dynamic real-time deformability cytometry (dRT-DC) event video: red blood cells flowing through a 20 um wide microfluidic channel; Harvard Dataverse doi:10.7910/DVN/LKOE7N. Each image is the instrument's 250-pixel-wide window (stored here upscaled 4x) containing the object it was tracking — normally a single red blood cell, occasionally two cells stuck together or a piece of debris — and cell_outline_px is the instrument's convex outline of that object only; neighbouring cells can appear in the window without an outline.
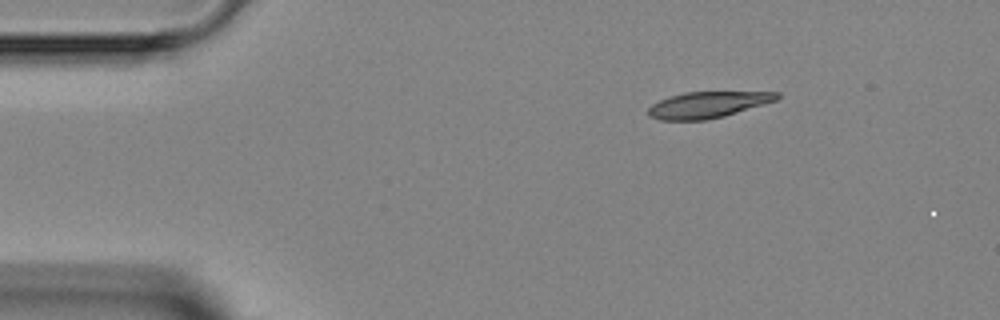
{"species": "Egyptian fruit bat (a non-hibernating species)", "species_latin": "Rousettus aegyptiacus", "temperature_condition": "room temperature", "stored_images_in_passage": 3, "camera_frame_rate_fps": 3000, "um_per_image_px": 0.085, "animal": {"sex": "female"}, "frame": {"image": 1, "passage_image": 3, "time_ms": 2.333, "image_size_px": [1000, 320], "cell_outline_px": [[780, 96], [776, 100], [764, 104], [724, 116], [704, 120], [660, 120], [648, 116], [648, 108], [652, 104], [660, 100], [684, 92], [780, 92]], "centroid_in_image_um": [60.14, 8.91], "position_along_channel_um": 24.9, "area_um2": 19.48}}